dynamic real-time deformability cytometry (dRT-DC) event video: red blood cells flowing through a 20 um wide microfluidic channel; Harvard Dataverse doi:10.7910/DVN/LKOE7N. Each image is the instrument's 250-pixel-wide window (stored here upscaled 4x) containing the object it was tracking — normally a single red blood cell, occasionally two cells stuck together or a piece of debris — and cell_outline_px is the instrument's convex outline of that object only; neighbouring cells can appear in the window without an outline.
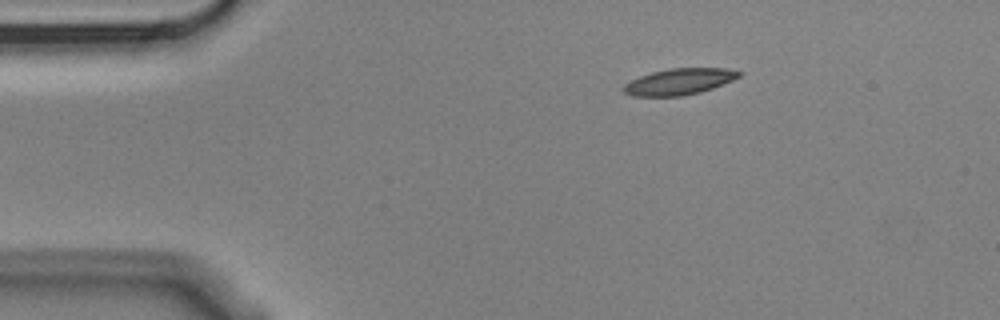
{"species": "Egyptian fruit bat (a non-hibernating species)", "species_latin": "Rousettus aegyptiacus", "temperature_condition": "cold", "stored_images_in_passage": 5, "camera_frame_rate_fps": 3000, "um_per_image_px": 0.085, "animal": {"sex": "male"}, "frame": {"image": 1, "passage_image": 5, "time_ms": 1.333, "image_size_px": [1000, 320], "cell_outline_px": [[744, 72], [740, 76], [732, 80], [712, 88], [700, 92], [680, 96], [632, 96], [624, 92], [620, 88], [624, 84], [640, 76], [652, 72], [668, 68], [724, 68]], "centroid_in_image_um": [57.71, 6.93], "position_along_channel_um": 27.3, "area_um2": 17.63}}